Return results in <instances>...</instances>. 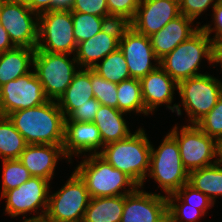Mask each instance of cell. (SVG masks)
Returning <instances> with one entry per match:
<instances>
[{
	"label": "cell",
	"instance_id": "ee69618b",
	"mask_svg": "<svg viewBox=\"0 0 222 222\" xmlns=\"http://www.w3.org/2000/svg\"><path fill=\"white\" fill-rule=\"evenodd\" d=\"M211 63H216L219 64L222 68V47L216 43L213 45V51H212V59H211ZM220 83V86L222 87V82L221 80H218Z\"/></svg>",
	"mask_w": 222,
	"mask_h": 222
},
{
	"label": "cell",
	"instance_id": "1f68e13d",
	"mask_svg": "<svg viewBox=\"0 0 222 222\" xmlns=\"http://www.w3.org/2000/svg\"><path fill=\"white\" fill-rule=\"evenodd\" d=\"M90 81L94 97L101 105L118 109L117 84L107 81L92 69H90Z\"/></svg>",
	"mask_w": 222,
	"mask_h": 222
},
{
	"label": "cell",
	"instance_id": "f1b7e54d",
	"mask_svg": "<svg viewBox=\"0 0 222 222\" xmlns=\"http://www.w3.org/2000/svg\"><path fill=\"white\" fill-rule=\"evenodd\" d=\"M101 61L97 62L91 69L107 81L119 84L123 80L131 78L125 57L120 48L111 52Z\"/></svg>",
	"mask_w": 222,
	"mask_h": 222
},
{
	"label": "cell",
	"instance_id": "7bdbcfd3",
	"mask_svg": "<svg viewBox=\"0 0 222 222\" xmlns=\"http://www.w3.org/2000/svg\"><path fill=\"white\" fill-rule=\"evenodd\" d=\"M74 0H53V10L71 11Z\"/></svg>",
	"mask_w": 222,
	"mask_h": 222
},
{
	"label": "cell",
	"instance_id": "bcb514c9",
	"mask_svg": "<svg viewBox=\"0 0 222 222\" xmlns=\"http://www.w3.org/2000/svg\"><path fill=\"white\" fill-rule=\"evenodd\" d=\"M219 160L222 161V140L219 142Z\"/></svg>",
	"mask_w": 222,
	"mask_h": 222
},
{
	"label": "cell",
	"instance_id": "b9f144b4",
	"mask_svg": "<svg viewBox=\"0 0 222 222\" xmlns=\"http://www.w3.org/2000/svg\"><path fill=\"white\" fill-rule=\"evenodd\" d=\"M15 47L16 46L10 40L8 32L0 24V54Z\"/></svg>",
	"mask_w": 222,
	"mask_h": 222
},
{
	"label": "cell",
	"instance_id": "7c38bea8",
	"mask_svg": "<svg viewBox=\"0 0 222 222\" xmlns=\"http://www.w3.org/2000/svg\"><path fill=\"white\" fill-rule=\"evenodd\" d=\"M43 86L35 72L27 73L0 86V116L46 103Z\"/></svg>",
	"mask_w": 222,
	"mask_h": 222
},
{
	"label": "cell",
	"instance_id": "4fadbf2b",
	"mask_svg": "<svg viewBox=\"0 0 222 222\" xmlns=\"http://www.w3.org/2000/svg\"><path fill=\"white\" fill-rule=\"evenodd\" d=\"M49 180L42 177H31L19 187L6 191L1 198H6L5 212L11 217H18L27 212L42 211L37 216L29 217L36 219L45 217L49 200Z\"/></svg>",
	"mask_w": 222,
	"mask_h": 222
},
{
	"label": "cell",
	"instance_id": "f35d334b",
	"mask_svg": "<svg viewBox=\"0 0 222 222\" xmlns=\"http://www.w3.org/2000/svg\"><path fill=\"white\" fill-rule=\"evenodd\" d=\"M218 1L219 0H179L180 14L195 20L202 12L207 10L211 4L213 8Z\"/></svg>",
	"mask_w": 222,
	"mask_h": 222
},
{
	"label": "cell",
	"instance_id": "74e56055",
	"mask_svg": "<svg viewBox=\"0 0 222 222\" xmlns=\"http://www.w3.org/2000/svg\"><path fill=\"white\" fill-rule=\"evenodd\" d=\"M100 106L101 103L96 98H92L89 103H85L74 110L65 118V122H93Z\"/></svg>",
	"mask_w": 222,
	"mask_h": 222
},
{
	"label": "cell",
	"instance_id": "d4e9b609",
	"mask_svg": "<svg viewBox=\"0 0 222 222\" xmlns=\"http://www.w3.org/2000/svg\"><path fill=\"white\" fill-rule=\"evenodd\" d=\"M124 195L90 198L83 222H121Z\"/></svg>",
	"mask_w": 222,
	"mask_h": 222
},
{
	"label": "cell",
	"instance_id": "5bb4252c",
	"mask_svg": "<svg viewBox=\"0 0 222 222\" xmlns=\"http://www.w3.org/2000/svg\"><path fill=\"white\" fill-rule=\"evenodd\" d=\"M119 48L125 57L131 78L140 80L159 65L150 37L137 33L129 25L122 31ZM152 60L156 62L155 66L152 65Z\"/></svg>",
	"mask_w": 222,
	"mask_h": 222
},
{
	"label": "cell",
	"instance_id": "277c9868",
	"mask_svg": "<svg viewBox=\"0 0 222 222\" xmlns=\"http://www.w3.org/2000/svg\"><path fill=\"white\" fill-rule=\"evenodd\" d=\"M213 41L200 28L189 39L180 43L174 50L159 60V66L177 83L202 75L198 73L202 58L212 59Z\"/></svg>",
	"mask_w": 222,
	"mask_h": 222
},
{
	"label": "cell",
	"instance_id": "7a4b0ae2",
	"mask_svg": "<svg viewBox=\"0 0 222 222\" xmlns=\"http://www.w3.org/2000/svg\"><path fill=\"white\" fill-rule=\"evenodd\" d=\"M152 145L140 127L128 138L104 145L99 155L143 188L150 169Z\"/></svg>",
	"mask_w": 222,
	"mask_h": 222
},
{
	"label": "cell",
	"instance_id": "3957f363",
	"mask_svg": "<svg viewBox=\"0 0 222 222\" xmlns=\"http://www.w3.org/2000/svg\"><path fill=\"white\" fill-rule=\"evenodd\" d=\"M75 171L86 183L90 198L126 195L139 187L129 176L114 168L99 154H90L80 162ZM127 186L129 189H125Z\"/></svg>",
	"mask_w": 222,
	"mask_h": 222
},
{
	"label": "cell",
	"instance_id": "30bf717a",
	"mask_svg": "<svg viewBox=\"0 0 222 222\" xmlns=\"http://www.w3.org/2000/svg\"><path fill=\"white\" fill-rule=\"evenodd\" d=\"M178 93L190 123L196 124L215 107L222 96V87L212 75L202 74L180 81Z\"/></svg>",
	"mask_w": 222,
	"mask_h": 222
},
{
	"label": "cell",
	"instance_id": "9c48e42d",
	"mask_svg": "<svg viewBox=\"0 0 222 222\" xmlns=\"http://www.w3.org/2000/svg\"><path fill=\"white\" fill-rule=\"evenodd\" d=\"M71 11L50 10L39 14L37 50L49 53L75 54Z\"/></svg>",
	"mask_w": 222,
	"mask_h": 222
},
{
	"label": "cell",
	"instance_id": "8fae6325",
	"mask_svg": "<svg viewBox=\"0 0 222 222\" xmlns=\"http://www.w3.org/2000/svg\"><path fill=\"white\" fill-rule=\"evenodd\" d=\"M38 17L26 4L0 0V24L16 47L37 48Z\"/></svg>",
	"mask_w": 222,
	"mask_h": 222
},
{
	"label": "cell",
	"instance_id": "5b68a950",
	"mask_svg": "<svg viewBox=\"0 0 222 222\" xmlns=\"http://www.w3.org/2000/svg\"><path fill=\"white\" fill-rule=\"evenodd\" d=\"M151 147L150 169L147 176L153 177L158 188L167 194L175 193L188 183V171L184 168L176 139L168 133L158 149Z\"/></svg>",
	"mask_w": 222,
	"mask_h": 222
},
{
	"label": "cell",
	"instance_id": "83f0119b",
	"mask_svg": "<svg viewBox=\"0 0 222 222\" xmlns=\"http://www.w3.org/2000/svg\"><path fill=\"white\" fill-rule=\"evenodd\" d=\"M118 110L124 113L150 114L144 106L139 79L130 78L117 84Z\"/></svg>",
	"mask_w": 222,
	"mask_h": 222
},
{
	"label": "cell",
	"instance_id": "d590c367",
	"mask_svg": "<svg viewBox=\"0 0 222 222\" xmlns=\"http://www.w3.org/2000/svg\"><path fill=\"white\" fill-rule=\"evenodd\" d=\"M175 194L182 200V202L189 204L190 206L200 209L204 214L207 209L214 206V203L202 192L194 189L188 183L183 185Z\"/></svg>",
	"mask_w": 222,
	"mask_h": 222
},
{
	"label": "cell",
	"instance_id": "ba28073f",
	"mask_svg": "<svg viewBox=\"0 0 222 222\" xmlns=\"http://www.w3.org/2000/svg\"><path fill=\"white\" fill-rule=\"evenodd\" d=\"M89 200L86 183L74 170L67 183L49 195L45 217L52 222H83Z\"/></svg>",
	"mask_w": 222,
	"mask_h": 222
},
{
	"label": "cell",
	"instance_id": "f6af8a7d",
	"mask_svg": "<svg viewBox=\"0 0 222 222\" xmlns=\"http://www.w3.org/2000/svg\"><path fill=\"white\" fill-rule=\"evenodd\" d=\"M33 222H52L48 220L46 217L33 219Z\"/></svg>",
	"mask_w": 222,
	"mask_h": 222
},
{
	"label": "cell",
	"instance_id": "4316f807",
	"mask_svg": "<svg viewBox=\"0 0 222 222\" xmlns=\"http://www.w3.org/2000/svg\"><path fill=\"white\" fill-rule=\"evenodd\" d=\"M25 138L8 117L0 116V156L2 160L19 159L27 146Z\"/></svg>",
	"mask_w": 222,
	"mask_h": 222
},
{
	"label": "cell",
	"instance_id": "d6986e66",
	"mask_svg": "<svg viewBox=\"0 0 222 222\" xmlns=\"http://www.w3.org/2000/svg\"><path fill=\"white\" fill-rule=\"evenodd\" d=\"M62 147L68 162H70L74 154L76 156L84 152H91L89 153L91 155L100 154L98 149L103 150L104 144L100 131L93 122H65Z\"/></svg>",
	"mask_w": 222,
	"mask_h": 222
},
{
	"label": "cell",
	"instance_id": "e0dca14e",
	"mask_svg": "<svg viewBox=\"0 0 222 222\" xmlns=\"http://www.w3.org/2000/svg\"><path fill=\"white\" fill-rule=\"evenodd\" d=\"M139 188L124 195L121 222H162L168 215L166 194L147 193Z\"/></svg>",
	"mask_w": 222,
	"mask_h": 222
},
{
	"label": "cell",
	"instance_id": "ab89813d",
	"mask_svg": "<svg viewBox=\"0 0 222 222\" xmlns=\"http://www.w3.org/2000/svg\"><path fill=\"white\" fill-rule=\"evenodd\" d=\"M213 23L215 27H211L209 24L200 27L206 35L210 38L212 32L215 31V36L212 39L213 43L216 44L222 40V0H219L213 7Z\"/></svg>",
	"mask_w": 222,
	"mask_h": 222
},
{
	"label": "cell",
	"instance_id": "603a6c76",
	"mask_svg": "<svg viewBox=\"0 0 222 222\" xmlns=\"http://www.w3.org/2000/svg\"><path fill=\"white\" fill-rule=\"evenodd\" d=\"M124 112L117 108L101 105L93 123L100 131L104 145L128 138L132 133L126 124Z\"/></svg>",
	"mask_w": 222,
	"mask_h": 222
},
{
	"label": "cell",
	"instance_id": "836d02e7",
	"mask_svg": "<svg viewBox=\"0 0 222 222\" xmlns=\"http://www.w3.org/2000/svg\"><path fill=\"white\" fill-rule=\"evenodd\" d=\"M196 125L208 136L218 142L222 140V96L215 107L208 112Z\"/></svg>",
	"mask_w": 222,
	"mask_h": 222
},
{
	"label": "cell",
	"instance_id": "60d3db41",
	"mask_svg": "<svg viewBox=\"0 0 222 222\" xmlns=\"http://www.w3.org/2000/svg\"><path fill=\"white\" fill-rule=\"evenodd\" d=\"M11 2L26 4L32 11L38 15L53 10V0H8Z\"/></svg>",
	"mask_w": 222,
	"mask_h": 222
},
{
	"label": "cell",
	"instance_id": "7402d4cb",
	"mask_svg": "<svg viewBox=\"0 0 222 222\" xmlns=\"http://www.w3.org/2000/svg\"><path fill=\"white\" fill-rule=\"evenodd\" d=\"M92 98L95 97L90 81V69L79 68L66 91L57 100V104L63 112L64 117L67 118L81 105L89 103V100Z\"/></svg>",
	"mask_w": 222,
	"mask_h": 222
},
{
	"label": "cell",
	"instance_id": "d6a6232c",
	"mask_svg": "<svg viewBox=\"0 0 222 222\" xmlns=\"http://www.w3.org/2000/svg\"><path fill=\"white\" fill-rule=\"evenodd\" d=\"M166 198L167 214L174 222H198L197 220H200V217L205 215L200 209L187 203H182V200L175 193L166 195Z\"/></svg>",
	"mask_w": 222,
	"mask_h": 222
},
{
	"label": "cell",
	"instance_id": "c3c4849f",
	"mask_svg": "<svg viewBox=\"0 0 222 222\" xmlns=\"http://www.w3.org/2000/svg\"><path fill=\"white\" fill-rule=\"evenodd\" d=\"M24 221L23 222H33V219H27L26 216L24 215Z\"/></svg>",
	"mask_w": 222,
	"mask_h": 222
},
{
	"label": "cell",
	"instance_id": "4dcf8cb0",
	"mask_svg": "<svg viewBox=\"0 0 222 222\" xmlns=\"http://www.w3.org/2000/svg\"><path fill=\"white\" fill-rule=\"evenodd\" d=\"M3 175H2V192L1 196L11 189L19 187L24 182L28 181L32 175L25 166L18 160H2Z\"/></svg>",
	"mask_w": 222,
	"mask_h": 222
},
{
	"label": "cell",
	"instance_id": "484cf974",
	"mask_svg": "<svg viewBox=\"0 0 222 222\" xmlns=\"http://www.w3.org/2000/svg\"><path fill=\"white\" fill-rule=\"evenodd\" d=\"M188 184L215 203V198L222 196V161L189 172Z\"/></svg>",
	"mask_w": 222,
	"mask_h": 222
},
{
	"label": "cell",
	"instance_id": "2e32d148",
	"mask_svg": "<svg viewBox=\"0 0 222 222\" xmlns=\"http://www.w3.org/2000/svg\"><path fill=\"white\" fill-rule=\"evenodd\" d=\"M179 15V0H141L128 25L137 33L150 37Z\"/></svg>",
	"mask_w": 222,
	"mask_h": 222
},
{
	"label": "cell",
	"instance_id": "cb8c5ba5",
	"mask_svg": "<svg viewBox=\"0 0 222 222\" xmlns=\"http://www.w3.org/2000/svg\"><path fill=\"white\" fill-rule=\"evenodd\" d=\"M35 49L15 47L0 54V86L31 72Z\"/></svg>",
	"mask_w": 222,
	"mask_h": 222
},
{
	"label": "cell",
	"instance_id": "ffe728a7",
	"mask_svg": "<svg viewBox=\"0 0 222 222\" xmlns=\"http://www.w3.org/2000/svg\"><path fill=\"white\" fill-rule=\"evenodd\" d=\"M62 146L28 144L18 160L33 177H42L50 181L58 160L66 159Z\"/></svg>",
	"mask_w": 222,
	"mask_h": 222
},
{
	"label": "cell",
	"instance_id": "e575fe53",
	"mask_svg": "<svg viewBox=\"0 0 222 222\" xmlns=\"http://www.w3.org/2000/svg\"><path fill=\"white\" fill-rule=\"evenodd\" d=\"M141 0H106L109 16L114 21L129 24L135 17Z\"/></svg>",
	"mask_w": 222,
	"mask_h": 222
},
{
	"label": "cell",
	"instance_id": "6da1fadb",
	"mask_svg": "<svg viewBox=\"0 0 222 222\" xmlns=\"http://www.w3.org/2000/svg\"><path fill=\"white\" fill-rule=\"evenodd\" d=\"M27 144L63 145L65 117L55 100L7 116Z\"/></svg>",
	"mask_w": 222,
	"mask_h": 222
},
{
	"label": "cell",
	"instance_id": "f546056e",
	"mask_svg": "<svg viewBox=\"0 0 222 222\" xmlns=\"http://www.w3.org/2000/svg\"><path fill=\"white\" fill-rule=\"evenodd\" d=\"M71 16L74 26L73 35L77 44L90 39L110 23L105 17L86 13L71 12Z\"/></svg>",
	"mask_w": 222,
	"mask_h": 222
},
{
	"label": "cell",
	"instance_id": "8d00e7d4",
	"mask_svg": "<svg viewBox=\"0 0 222 222\" xmlns=\"http://www.w3.org/2000/svg\"><path fill=\"white\" fill-rule=\"evenodd\" d=\"M71 12L86 13L99 17H105L110 22L114 21L108 12L106 0H74Z\"/></svg>",
	"mask_w": 222,
	"mask_h": 222
},
{
	"label": "cell",
	"instance_id": "8992f818",
	"mask_svg": "<svg viewBox=\"0 0 222 222\" xmlns=\"http://www.w3.org/2000/svg\"><path fill=\"white\" fill-rule=\"evenodd\" d=\"M71 54L49 53L35 49L33 60L34 72L43 86L49 100L57 101L66 91L74 74L78 71L75 56ZM75 65H77L75 67Z\"/></svg>",
	"mask_w": 222,
	"mask_h": 222
},
{
	"label": "cell",
	"instance_id": "52a82bcc",
	"mask_svg": "<svg viewBox=\"0 0 222 222\" xmlns=\"http://www.w3.org/2000/svg\"><path fill=\"white\" fill-rule=\"evenodd\" d=\"M178 129L176 125L169 133L178 143L182 164L188 173L219 161V142L216 139L205 134L196 124Z\"/></svg>",
	"mask_w": 222,
	"mask_h": 222
},
{
	"label": "cell",
	"instance_id": "7dc6e473",
	"mask_svg": "<svg viewBox=\"0 0 222 222\" xmlns=\"http://www.w3.org/2000/svg\"><path fill=\"white\" fill-rule=\"evenodd\" d=\"M162 222H174V221L167 215Z\"/></svg>",
	"mask_w": 222,
	"mask_h": 222
},
{
	"label": "cell",
	"instance_id": "44dd1931",
	"mask_svg": "<svg viewBox=\"0 0 222 222\" xmlns=\"http://www.w3.org/2000/svg\"><path fill=\"white\" fill-rule=\"evenodd\" d=\"M193 21V19L180 14L160 31L150 36L154 54L159 60L200 29L199 26L191 27Z\"/></svg>",
	"mask_w": 222,
	"mask_h": 222
},
{
	"label": "cell",
	"instance_id": "9a60e30c",
	"mask_svg": "<svg viewBox=\"0 0 222 222\" xmlns=\"http://www.w3.org/2000/svg\"><path fill=\"white\" fill-rule=\"evenodd\" d=\"M128 24L121 21H112L90 39L77 44L75 56L80 68L91 69L111 52L119 48L123 29Z\"/></svg>",
	"mask_w": 222,
	"mask_h": 222
},
{
	"label": "cell",
	"instance_id": "681fc988",
	"mask_svg": "<svg viewBox=\"0 0 222 222\" xmlns=\"http://www.w3.org/2000/svg\"><path fill=\"white\" fill-rule=\"evenodd\" d=\"M218 44L222 47V40H220V41L218 42Z\"/></svg>",
	"mask_w": 222,
	"mask_h": 222
},
{
	"label": "cell",
	"instance_id": "ac0fdd59",
	"mask_svg": "<svg viewBox=\"0 0 222 222\" xmlns=\"http://www.w3.org/2000/svg\"><path fill=\"white\" fill-rule=\"evenodd\" d=\"M140 83L144 106L149 113L152 114L159 105L168 104L166 107L172 112H176L178 116L182 114L179 104L170 106L174 91L178 90V83L159 65L141 78Z\"/></svg>",
	"mask_w": 222,
	"mask_h": 222
}]
</instances>
